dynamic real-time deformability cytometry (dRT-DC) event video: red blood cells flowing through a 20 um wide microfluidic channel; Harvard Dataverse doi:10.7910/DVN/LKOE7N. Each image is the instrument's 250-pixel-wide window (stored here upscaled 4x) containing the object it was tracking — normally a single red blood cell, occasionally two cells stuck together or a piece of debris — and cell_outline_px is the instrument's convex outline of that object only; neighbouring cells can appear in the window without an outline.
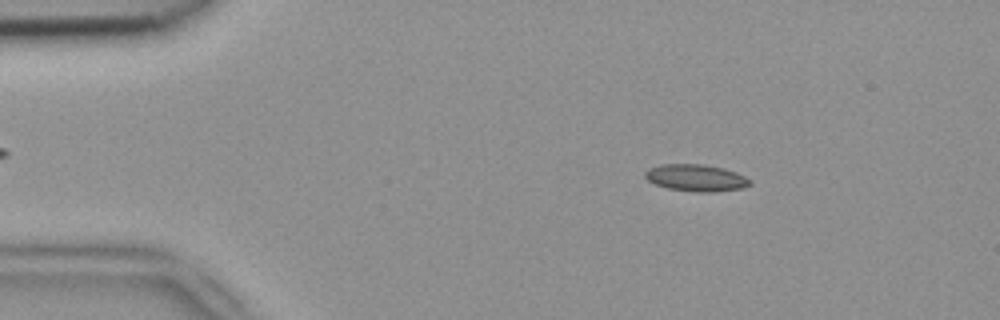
{"species": "common noctule bat (a hibernating species)", "species_latin": "Nyctalus noctula", "temperature_condition": "room temperature", "stored_images_in_passage": 51, "camera_frame_rate_fps": 3000, "um_per_image_px": 0.085, "animal": {"sex": "female", "body_mass_g": 18.4}, "frame": {"image": 1, "passage_image": 8, "time_ms": 2.333, "image_size_px": [1000, 320], "cell_outline_px": [[752, 184], [740, 188], [712, 192], [696, 192], [668, 188], [656, 184], [648, 180], [644, 176], [644, 172], [648, 168], [660, 164], [704, 164], [724, 168], [736, 172], [752, 180]], "centroid_in_image_um": [59.16, 15.1], "position_along_channel_um": 25.8, "area_um2": 16.47}}
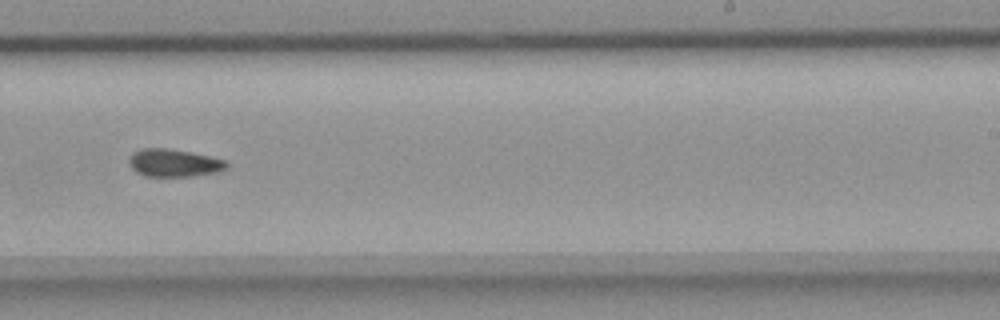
{"frame": {"image": 2, "passage_image": 32, "time_ms": 10.333, "image_size_px": [1000, 320], "cell_outline_px": [[228, 168], [216, 172], [192, 176], [144, 176], [136, 172], [132, 168], [128, 160], [132, 152], [140, 148], [168, 148], [192, 152], [224, 160], [228, 164]], "centroid_in_image_um": [14.75, 13.84], "position_along_channel_um": 274.2, "area_um2": 15.78}}
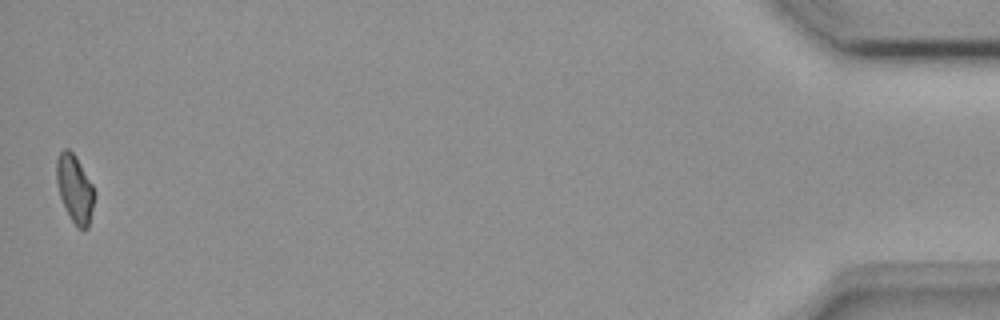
{"frame": {"image": 3, "passage_image": 51, "time_ms": 16.667, "image_size_px": [1000, 320], "cell_outline_px": [[96, 196], [88, 228], [76, 228], [60, 196], [56, 180], [56, 160], [60, 152], [64, 148], [68, 148], [76, 156], [92, 184]], "centroid_in_image_um": [6.37, 16.02], "position_along_channel_um": 428.8, "area_um2": 14.91}}